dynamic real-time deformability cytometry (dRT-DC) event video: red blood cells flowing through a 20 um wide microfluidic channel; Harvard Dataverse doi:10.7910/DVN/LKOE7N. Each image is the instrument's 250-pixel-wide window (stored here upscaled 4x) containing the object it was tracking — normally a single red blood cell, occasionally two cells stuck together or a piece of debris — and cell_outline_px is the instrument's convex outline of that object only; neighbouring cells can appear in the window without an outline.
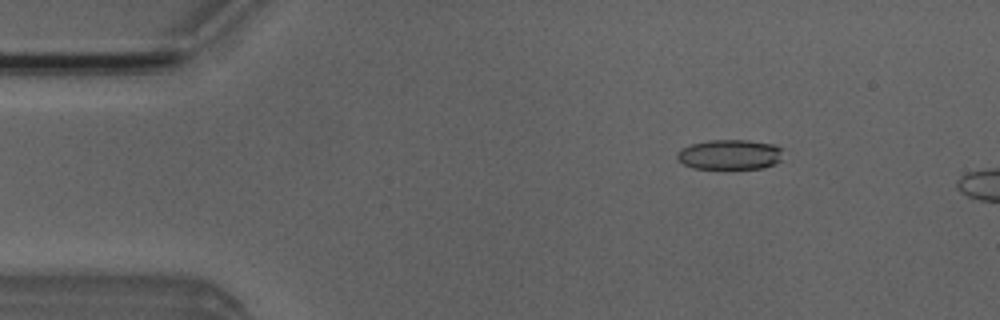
{"species": "Egyptian fruit bat (a non-hibernating species)", "species_latin": "Rousettus aegyptiacus", "temperature_condition": "room temperature", "stored_images_in_passage": 2, "camera_frame_rate_fps": 3000, "um_per_image_px": 0.085, "animal": {"sex": "male"}, "frame": {"image": 1, "passage_image": 1, "time_ms": 0.0, "image_size_px": [1000, 320], "cell_outline_px": [[780, 160], [764, 168], [692, 168], [684, 164], [676, 156], [676, 152], [680, 148], [692, 144], [708, 140], [748, 140], [776, 144], [780, 148]], "centroid_in_image_um": [62.0, 13.12], "position_along_channel_um": 23.0, "area_um2": 18.38}}